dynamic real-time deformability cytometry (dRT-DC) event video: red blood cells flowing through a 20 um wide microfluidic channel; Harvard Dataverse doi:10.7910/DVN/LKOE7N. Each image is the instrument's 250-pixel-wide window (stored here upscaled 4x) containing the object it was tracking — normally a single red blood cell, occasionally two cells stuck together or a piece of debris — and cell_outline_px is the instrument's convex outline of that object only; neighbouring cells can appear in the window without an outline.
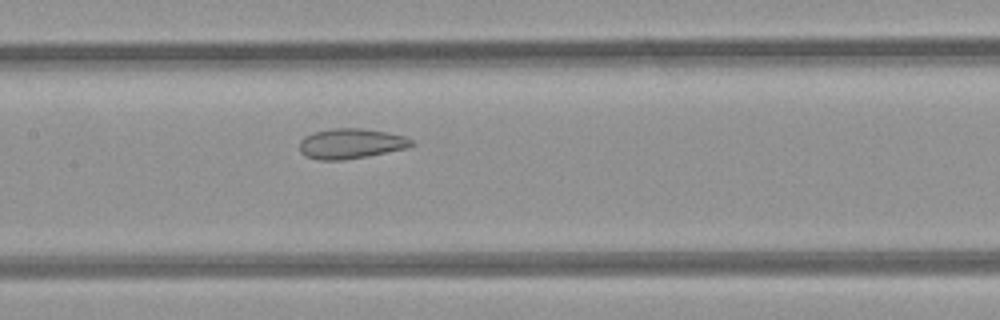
{"species": "common noctule bat (a hibernating species)", "species_latin": "Nyctalus noctula", "temperature_condition": "room temperature", "stored_images_in_passage": 8, "camera_frame_rate_fps": 3000, "um_per_image_px": 0.085, "animal": {"sex": "female", "body_mass_g": 21.9}, "frame": {"image": 1, "passage_image": 7, "time_ms": 2.0, "image_size_px": [1000, 320], "cell_outline_px": [[416, 144], [408, 148], [344, 160], [320, 160], [304, 156], [300, 152], [300, 140], [304, 136], [316, 132], [332, 128], [360, 128], [388, 132], [404, 136], [412, 140]], "centroid_in_image_um": [29.83, 12.21], "position_along_channel_um": 177.6, "area_um2": 19.71}}